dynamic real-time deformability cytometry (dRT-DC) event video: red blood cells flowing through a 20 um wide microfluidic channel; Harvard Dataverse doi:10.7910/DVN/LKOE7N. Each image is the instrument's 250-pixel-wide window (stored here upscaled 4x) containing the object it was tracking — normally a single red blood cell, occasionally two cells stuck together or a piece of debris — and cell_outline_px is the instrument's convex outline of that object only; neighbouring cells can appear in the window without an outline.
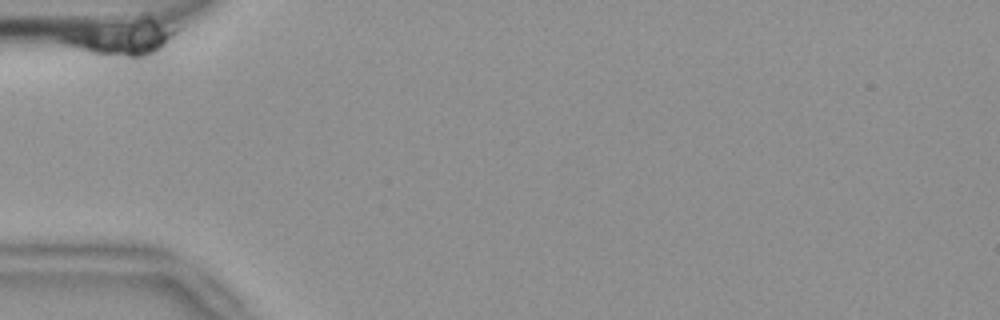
{"species": "common noctule bat (a hibernating species)", "species_latin": "Nyctalus noctula", "temperature_condition": "room temperature", "stored_images_in_passage": 45, "camera_frame_rate_fps": 3000, "um_per_image_px": 0.085, "animal": {"sex": "female", "body_mass_g": 18.4}, "frame": {"image": 1, "passage_image": 1, "time_ms": 0.0, "image_size_px": [1000, 320], "cell_outline_px": [[176, 32], [164, 72], [156, 76], [144, 80], [112, 80], [96, 76], [56, 36], [64, 32], [152, 28], [156, 28]], "centroid_in_image_um": [10.36, 4.4], "position_along_channel_um": 74.6, "area_um2": 33.06}}
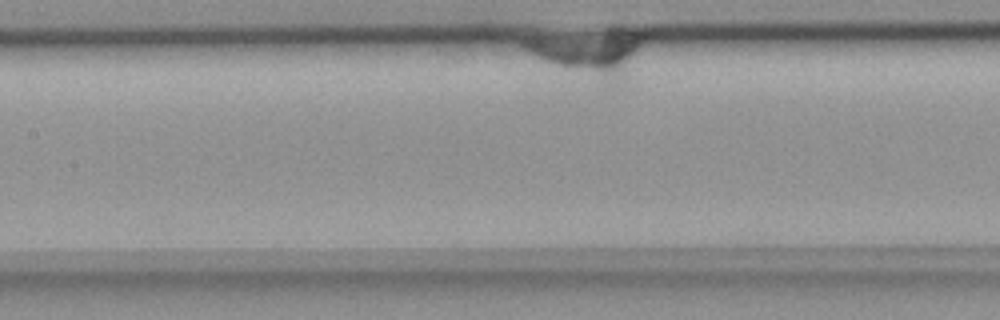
{"frame": {"image": 2, "passage_image": 20, "time_ms": 6.333, "image_size_px": [1000, 320], "cell_outline_px": [[648, 36], [632, 80], [628, 88], [600, 88], [520, 48], [520, 40], [624, 32], [640, 32]], "centroid_in_image_um": [50.42, 4.77], "position_along_channel_um": 157.0, "area_um2": 33.52}}
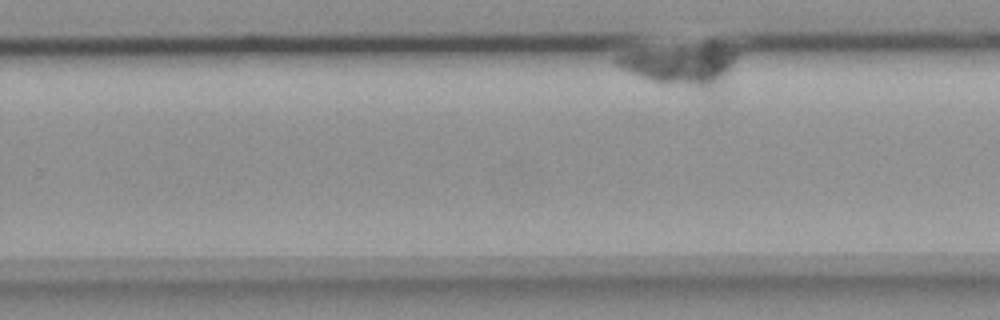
{"frame": {"image": 3, "passage_image": 40, "time_ms": 13.0, "image_size_px": [1000, 320], "cell_outline_px": [[740, 52], [728, 72], [712, 92], [708, 92], [660, 84], [644, 80], [612, 64], [612, 60], [616, 56], [628, 52], [708, 48], [720, 48]], "centroid_in_image_um": [57.79, 5.67], "position_along_channel_um": 272.0, "area_um2": 27.51}}